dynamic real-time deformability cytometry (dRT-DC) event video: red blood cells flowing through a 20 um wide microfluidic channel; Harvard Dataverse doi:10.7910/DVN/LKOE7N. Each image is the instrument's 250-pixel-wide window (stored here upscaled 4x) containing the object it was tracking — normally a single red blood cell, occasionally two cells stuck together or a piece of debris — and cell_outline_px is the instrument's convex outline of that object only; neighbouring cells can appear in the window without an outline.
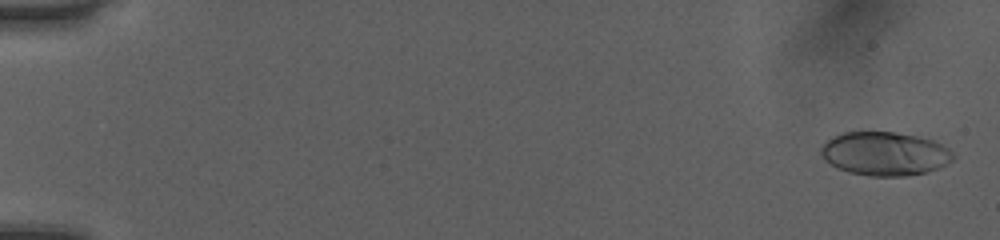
{"species": "human", "species_latin": "Homo sapiens", "temperature_condition": "room temperature", "stored_images_in_passage": 52, "camera_frame_rate_fps": 3000, "um_per_image_px": 0.085, "donor": {"sex": "female"}, "frame": {"image": 1, "passage_image": 2, "time_ms": 0.333, "image_size_px": [1000, 240], "cell_outline_px": [[956, 156], [952, 160], [936, 168], [924, 172], [904, 176], [868, 176], [848, 172], [836, 168], [824, 160], [820, 156], [820, 144], [832, 136], [844, 132], [896, 132], [920, 136], [932, 140], [948, 148]], "centroid_in_image_um": [75.13, 13.05], "position_along_channel_um": 9.9, "area_um2": 33.87}}
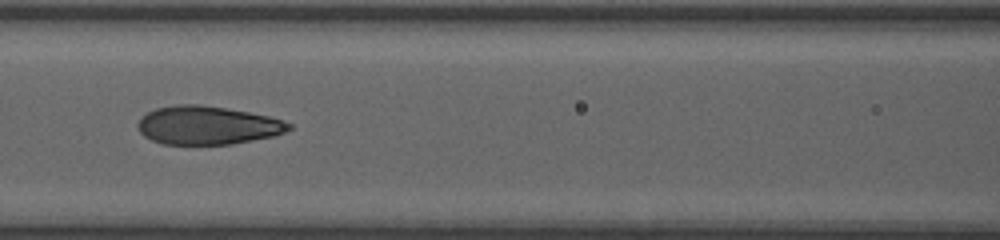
{"frame": {"image": 2, "passage_image": 25, "time_ms": 8.0, "image_size_px": [1000, 240], "cell_outline_px": [[292, 128], [276, 136], [232, 144], [164, 144], [152, 140], [144, 136], [140, 132], [136, 124], [140, 116], [156, 108], [180, 104], [200, 104], [248, 112], [268, 116], [292, 124]], "centroid_in_image_um": [17.61, 10.65], "position_along_channel_um": 149.0, "area_um2": 33.81}}
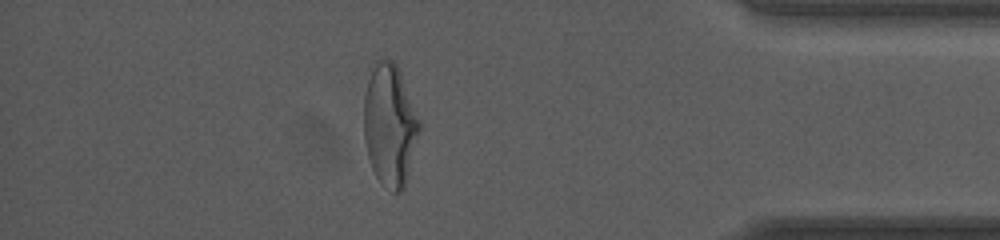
{"frame": {"image": 3, "passage_image": 46, "time_ms": 15.0, "image_size_px": [1000, 240], "cell_outline_px": [[420, 128], [404, 188], [400, 192], [392, 192], [380, 184], [372, 168], [368, 156], [364, 140], [364, 96], [368, 80], [376, 60], [380, 56], [392, 60], [396, 64], [400, 72], [420, 120]], "centroid_in_image_um": [33.12, 10.63], "position_along_channel_um": 402.1, "area_um2": 39.36}, "authors_computed_cell_mechanics": {"area_um2": 34.2465, "velocity_mm_per_s": 4.0586, "shape_relaxation_time_tau1_ms": 4.4012, "shape_relaxation_time_tau2_ms": 0.9741, "deformation_change_tau1": 0.2076, "deformation_change_tau2": 0.0787}}